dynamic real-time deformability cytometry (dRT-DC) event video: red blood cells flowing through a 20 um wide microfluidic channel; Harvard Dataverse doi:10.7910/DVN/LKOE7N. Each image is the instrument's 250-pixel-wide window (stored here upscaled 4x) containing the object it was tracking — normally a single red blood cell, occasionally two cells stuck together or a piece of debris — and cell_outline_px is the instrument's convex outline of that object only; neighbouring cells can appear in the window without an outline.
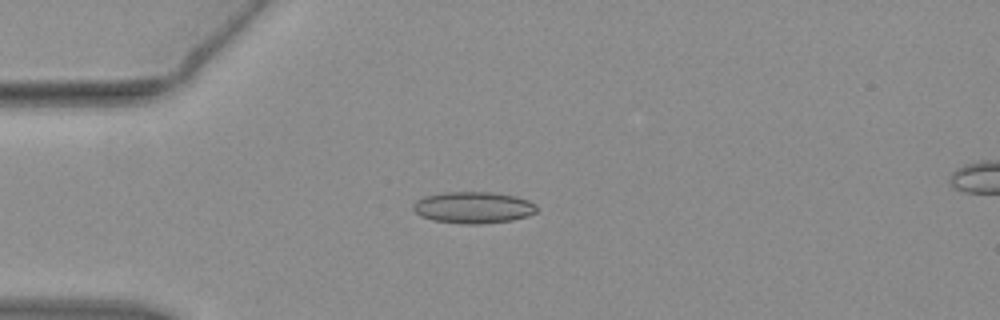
{"species": "common noctule bat (a hibernating species)", "species_latin": "Nyctalus noctula", "temperature_condition": "warm", "stored_images_in_passage": 54, "camera_frame_rate_fps": 3000, "um_per_image_px": 0.085, "animal": {"sex": "female", "body_mass_g": 19.3, "forearm_length_mm": 54.1}, "frame": {"image": 1, "passage_image": 14, "time_ms": 4.333, "image_size_px": [1000, 320], "cell_outline_px": [[536, 212], [528, 216], [512, 220], [484, 224], [460, 224], [432, 220], [420, 216], [412, 208], [412, 204], [416, 200], [424, 196], [444, 192], [488, 192], [516, 196], [528, 200], [536, 204]], "centroid_in_image_um": [40.21, 17.64], "position_along_channel_um": 44.8, "area_um2": 22.95}}
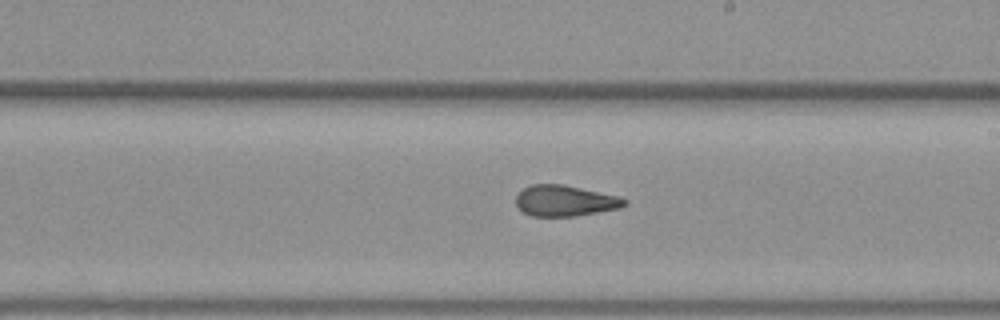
{"frame": {"image": 2, "passage_image": 31, "time_ms": 10.0, "image_size_px": [1000, 320], "cell_outline_px": [[628, 204], [620, 208], [576, 216], [532, 216], [524, 212], [516, 204], [516, 196], [524, 188], [532, 184], [564, 184], [620, 196], [628, 200]], "centroid_in_image_um": [48.07, 17.06], "position_along_channel_um": 240.9, "area_um2": 19.65}}
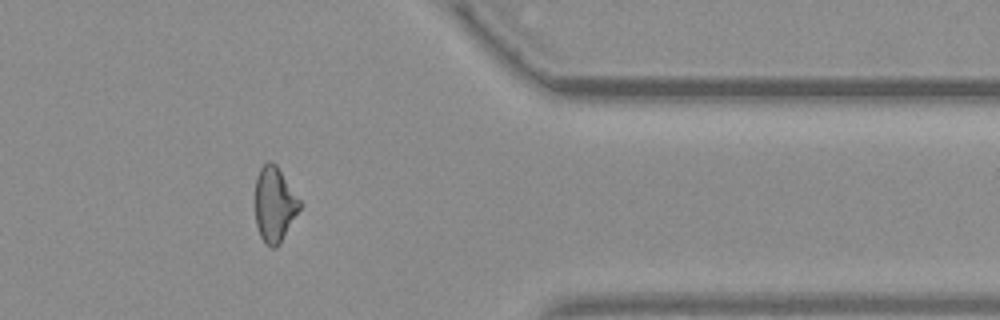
{"frame": {"image": 3, "passage_image": 44, "time_ms": 14.333, "image_size_px": [1000, 320], "cell_outline_px": [[300, 208], [280, 244], [276, 248], [272, 248], [264, 244], [260, 236], [256, 224], [256, 176], [260, 168], [264, 164], [276, 164], [300, 200]], "centroid_in_image_um": [23.32, 17.43], "position_along_channel_um": 388.1, "area_um2": 19.19}, "authors_computed_cell_mechanics": {"area_um2": 20.4612, "velocity_mm_per_s": 3.8188, "shape_relaxation_time_tau1_ms": null, "shape_relaxation_time_tau2_ms": 1.9762, "deformation_change_tau1": null, "deformation_change_tau2": 0.1032}}